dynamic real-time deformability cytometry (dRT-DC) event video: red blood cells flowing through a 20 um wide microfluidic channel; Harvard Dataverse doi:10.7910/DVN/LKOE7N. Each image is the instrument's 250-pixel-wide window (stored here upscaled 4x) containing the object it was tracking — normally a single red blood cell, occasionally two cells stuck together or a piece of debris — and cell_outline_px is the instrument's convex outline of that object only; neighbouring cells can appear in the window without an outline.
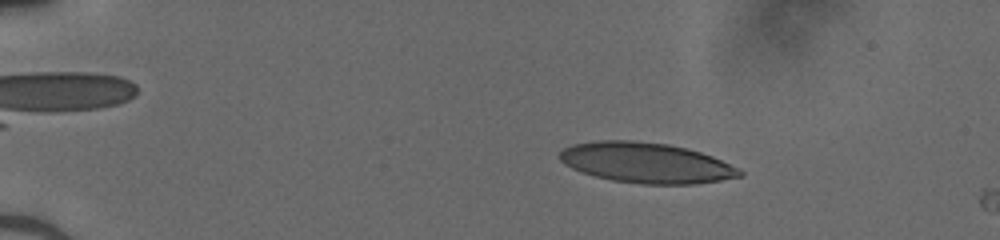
{"species": "human", "species_latin": "Homo sapiens", "temperature_condition": "cold", "stored_images_in_passage": 8, "camera_frame_rate_fps": 3000, "um_per_image_px": 0.085, "donor": {"sex": "male"}, "frame": {"image": 1, "passage_image": 6, "time_ms": 1.667, "image_size_px": [1000, 240], "cell_outline_px": [[744, 176], [720, 180], [692, 184], [640, 184], [612, 180], [596, 176], [572, 168], [564, 164], [560, 160], [560, 152], [564, 148], [572, 144], [596, 140], [632, 140], [668, 144], [688, 148], [712, 156], [740, 168], [744, 172]], "centroid_in_image_um": [54.95, 13.83], "position_along_channel_um": 30.0, "area_um2": 42.43}}